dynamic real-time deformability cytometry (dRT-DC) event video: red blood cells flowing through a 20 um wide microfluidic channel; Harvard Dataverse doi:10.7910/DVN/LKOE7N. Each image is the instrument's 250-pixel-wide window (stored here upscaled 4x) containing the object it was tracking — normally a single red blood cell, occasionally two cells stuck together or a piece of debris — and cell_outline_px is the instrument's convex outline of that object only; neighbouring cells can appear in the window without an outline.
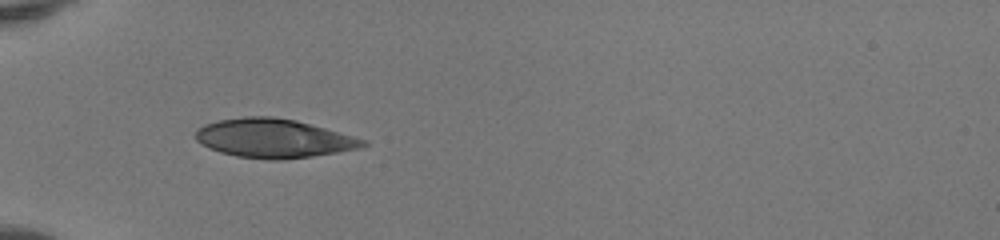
{"species": "human", "species_latin": "Homo sapiens", "temperature_condition": "room temperature", "stored_images_in_passage": 34, "camera_frame_rate_fps": 3000, "um_per_image_px": 0.085, "donor": {"sex": "female"}, "frame": {"image": 1, "passage_image": 1, "time_ms": 0.0, "image_size_px": [1000, 240], "cell_outline_px": [[368, 144], [360, 148], [312, 156], [280, 160], [268, 160], [236, 156], [220, 152], [208, 148], [196, 140], [196, 128], [204, 124], [220, 120], [244, 116], [272, 116], [296, 120], [368, 140]], "centroid_in_image_um": [23.24, 11.75], "position_along_channel_um": 61.8, "area_um2": 37.97}}
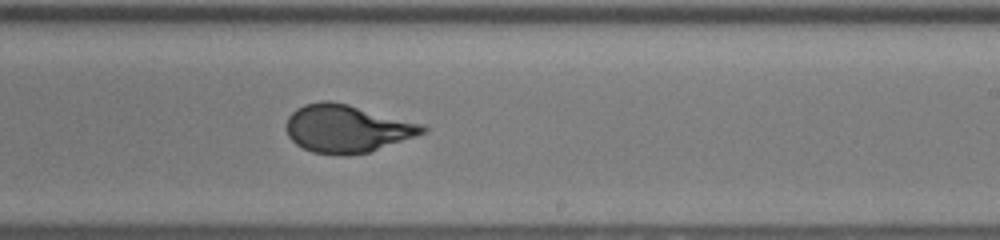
{"frame": {"image": 2, "passage_image": 16, "time_ms": 5.0, "image_size_px": [1000, 240], "cell_outline_px": [[428, 132], [368, 152], [348, 156], [336, 156], [312, 152], [296, 144], [288, 136], [284, 128], [288, 116], [296, 108], [304, 104], [320, 100], [328, 100], [348, 104], [424, 124], [428, 128]], "centroid_in_image_um": [29.47, 10.93], "position_along_channel_um": 259.5, "area_um2": 38.38}}
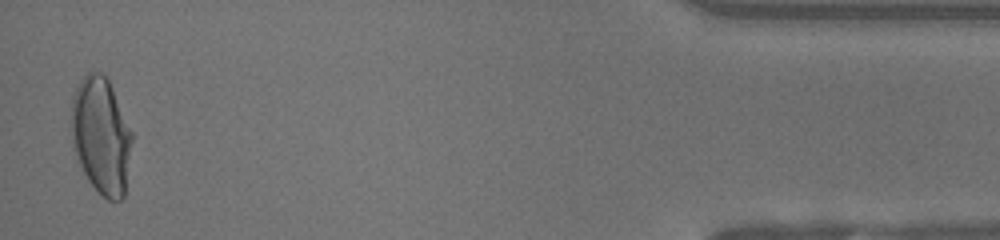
{"frame": {"image": 3, "passage_image": 33, "time_ms": 10.667, "image_size_px": [1000, 240], "cell_outline_px": [[132, 140], [124, 196], [120, 200], [108, 200], [88, 180], [80, 164], [72, 144], [72, 96], [80, 80], [88, 72], [100, 72], [108, 80], [112, 88], [132, 132]], "centroid_in_image_um": [8.59, 11.52], "position_along_channel_um": 426.6, "area_um2": 40.63}, "authors_computed_cell_mechanics": {"area_um2": 37.9746, "velocity_mm_per_s": 4.1549, "shape_relaxation_time_tau1_ms": 6.301, "shape_relaxation_time_tau2_ms": null, "deformation_change_tau1": 0.2626, "deformation_change_tau2": null}}